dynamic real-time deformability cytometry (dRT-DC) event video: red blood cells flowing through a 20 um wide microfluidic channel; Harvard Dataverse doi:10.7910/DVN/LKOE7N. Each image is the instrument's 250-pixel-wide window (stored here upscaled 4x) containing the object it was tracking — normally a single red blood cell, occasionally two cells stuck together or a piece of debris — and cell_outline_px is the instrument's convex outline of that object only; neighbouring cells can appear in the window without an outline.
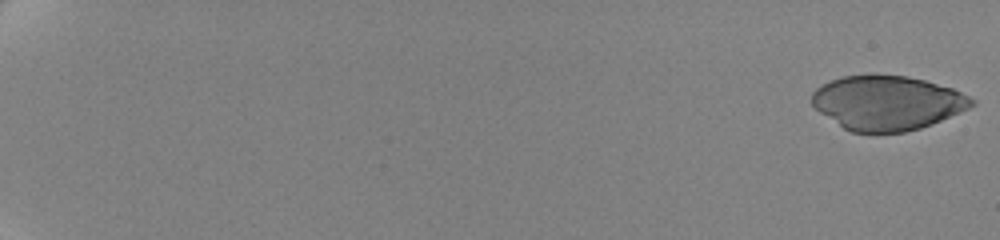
{"species": "human", "species_latin": "Homo sapiens", "temperature_condition": "cold", "stored_images_in_passage": 50, "camera_frame_rate_fps": 3000, "um_per_image_px": 0.085, "donor": {"sex": "female"}, "frame": {"image": 1, "passage_image": 1, "time_ms": 0.0, "image_size_px": [1000, 240], "cell_outline_px": [[976, 104], [968, 108], [940, 120], [920, 128], [904, 132], [852, 132], [844, 128], [820, 112], [812, 104], [812, 92], [816, 88], [832, 80], [844, 76], [876, 72], [908, 76], [924, 80], [952, 88], [976, 100]], "centroid_in_image_um": [75.4, 8.7], "position_along_channel_um": 9.6, "area_um2": 50.69}}
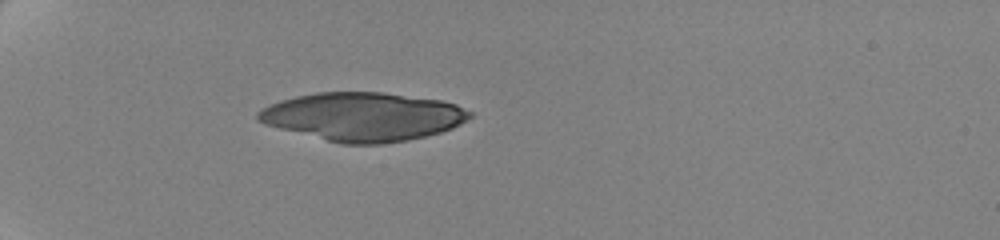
{"frame": {"image": 2, "passage_image": 22, "time_ms": 6.667, "image_size_px": [1000, 240], "cell_outline_px": [[472, 116], [460, 124], [452, 128], [440, 132], [408, 140], [380, 144], [340, 144], [264, 124], [256, 120], [256, 112], [280, 100], [296, 96], [316, 92], [384, 92], [440, 100], [456, 104], [472, 112]], "centroid_in_image_um": [30.85, 9.91], "position_along_channel_um": 54.2, "area_um2": 59.77}}